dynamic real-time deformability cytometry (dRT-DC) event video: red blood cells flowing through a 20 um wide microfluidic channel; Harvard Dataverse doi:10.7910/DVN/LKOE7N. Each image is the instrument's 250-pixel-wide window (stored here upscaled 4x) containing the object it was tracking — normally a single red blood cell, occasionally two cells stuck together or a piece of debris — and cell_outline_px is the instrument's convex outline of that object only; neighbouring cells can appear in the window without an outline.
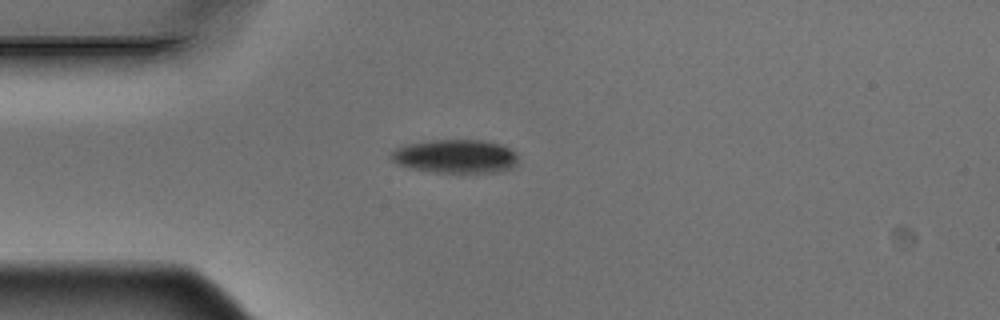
{"species": "Egyptian fruit bat (a non-hibernating species)", "species_latin": "Rousettus aegyptiacus", "temperature_condition": "warm", "stored_images_in_passage": 7, "camera_frame_rate_fps": 3000, "um_per_image_px": 0.085, "animal": {"sex": "male"}, "frame": {"image": 1, "passage_image": 3, "time_ms": 0.667, "image_size_px": [1000, 320], "cell_outline_px": [[516, 164], [512, 168], [496, 172], [436, 172], [412, 168], [400, 164], [392, 160], [388, 156], [388, 152], [404, 144], [432, 140], [484, 140], [504, 144], [516, 152]], "centroid_in_image_um": [38.71, 13.27], "position_along_channel_um": 46.3, "area_um2": 25.03}}
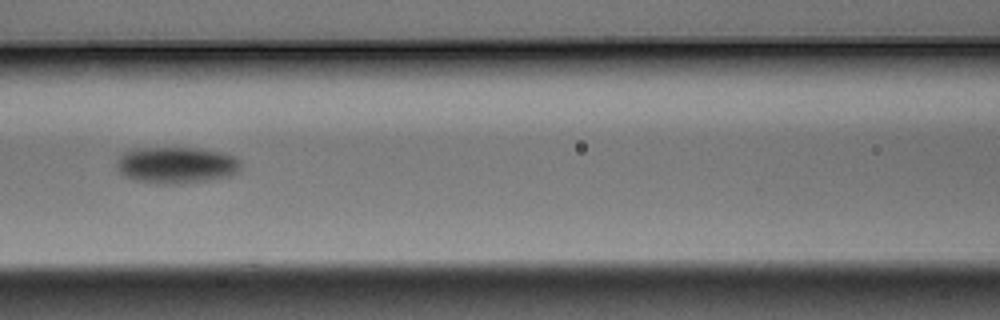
{"frame": {"image": 2, "passage_image": 6, "time_ms": 1.667, "image_size_px": [1000, 320], "cell_outline_px": [[240, 168], [232, 176], [208, 180], [180, 184], [156, 184], [136, 180], [124, 176], [120, 172], [116, 164], [116, 160], [124, 152], [136, 148], [200, 148], [220, 152], [232, 156], [240, 160]], "centroid_in_image_um": [14.98, 14.04], "position_along_channel_um": 151.6, "area_um2": 26.53}}
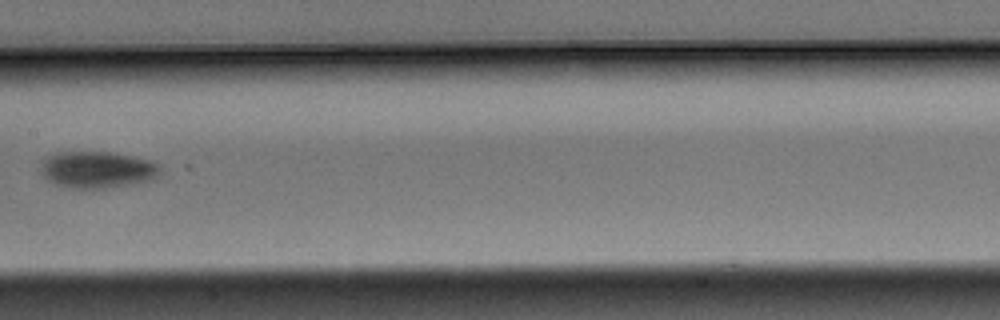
{"frame": {"image": 3, "passage_image": 7, "time_ms": 2.0, "image_size_px": [1000, 320], "cell_outline_px": [[160, 172], [156, 176], [148, 180], [128, 184], [104, 188], [72, 188], [52, 184], [40, 172], [40, 168], [44, 160], [48, 156], [56, 152], [112, 152], [152, 160], [160, 164]], "centroid_in_image_um": [8.24, 14.41], "position_along_channel_um": 199.2, "area_um2": 25.49}}